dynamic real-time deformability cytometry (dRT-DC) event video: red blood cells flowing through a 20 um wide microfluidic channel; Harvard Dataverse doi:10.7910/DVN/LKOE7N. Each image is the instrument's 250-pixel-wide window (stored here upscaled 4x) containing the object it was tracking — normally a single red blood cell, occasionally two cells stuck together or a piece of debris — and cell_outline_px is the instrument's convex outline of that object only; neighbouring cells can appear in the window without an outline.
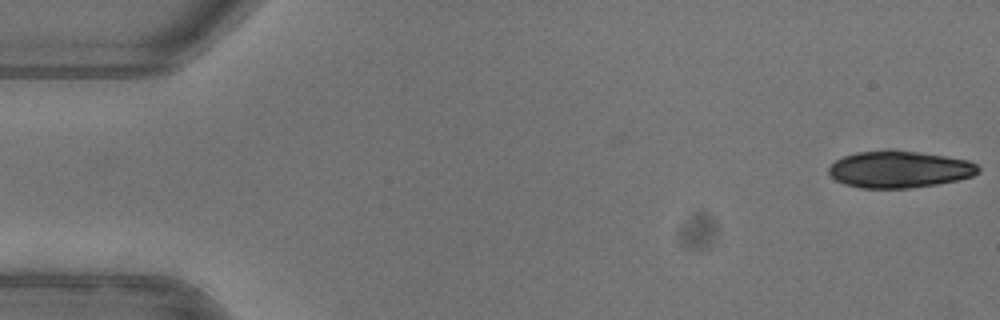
{"species": "common noctule bat (a hibernating species)", "species_latin": "Nyctalus noctula", "temperature_condition": "warm", "stored_images_in_passage": 51, "camera_frame_rate_fps": 3000, "um_per_image_px": 0.085, "animal": {"sex": "female"}, "frame": {"image": 1, "passage_image": 1, "time_ms": 0.0, "image_size_px": [1000, 320], "cell_outline_px": [[980, 172], [972, 176], [956, 180], [936, 184], [908, 188], [860, 188], [844, 184], [836, 180], [828, 172], [828, 168], [836, 160], [844, 156], [856, 152], [888, 148], [920, 152], [968, 160], [976, 164], [980, 168]], "centroid_in_image_um": [76.42, 14.37], "position_along_channel_um": 8.6, "area_um2": 32.37}}
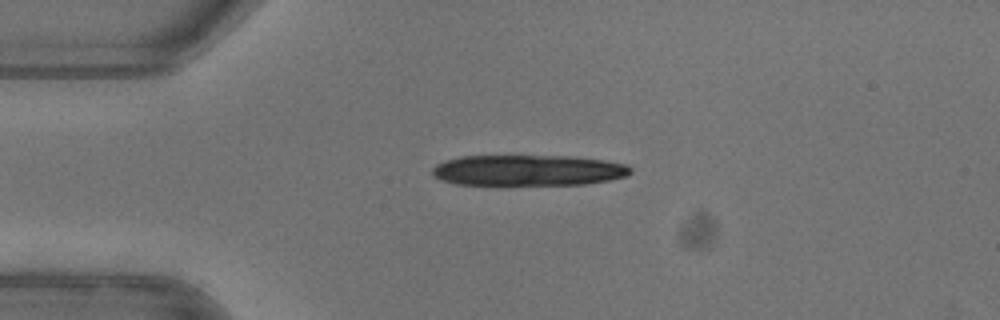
{"frame": {"image": 2, "passage_image": 12, "time_ms": 3.667, "image_size_px": [1000, 320], "cell_outline_px": [[632, 172], [628, 176], [608, 180], [584, 184], [456, 184], [440, 180], [432, 176], [432, 168], [436, 164], [444, 160], [460, 156], [572, 156], [604, 160], [628, 164], [632, 168]], "centroid_in_image_um": [44.89, 14.46], "position_along_channel_um": 40.1, "area_um2": 35.72}}